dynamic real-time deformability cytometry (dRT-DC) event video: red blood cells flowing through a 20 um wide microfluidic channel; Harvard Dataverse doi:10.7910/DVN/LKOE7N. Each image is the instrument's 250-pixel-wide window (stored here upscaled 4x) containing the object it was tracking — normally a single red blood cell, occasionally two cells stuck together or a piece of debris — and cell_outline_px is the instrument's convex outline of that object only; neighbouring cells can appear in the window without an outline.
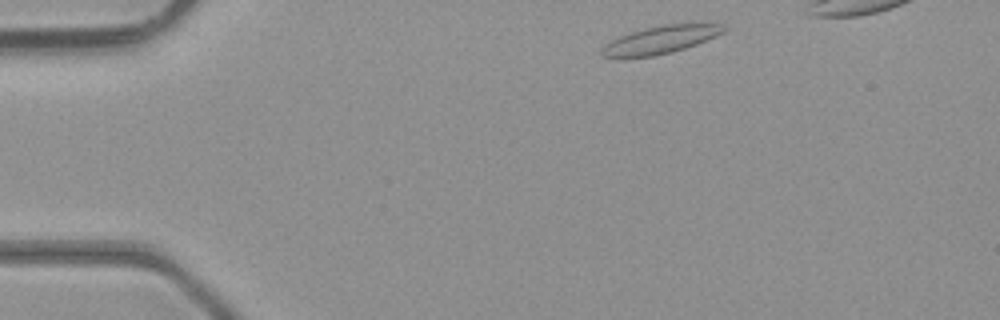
{"species": "common noctule bat (a hibernating species)", "species_latin": "Nyctalus noctula", "temperature_condition": "room temperature", "stored_images_in_passage": 36, "camera_frame_rate_fps": 3000, "um_per_image_px": 0.085, "animal": {"sex": "male", "body_mass_g": 23.1, "forearm_length_mm": 52.7}, "frame": {"image": 1, "passage_image": 2, "time_ms": 0.333, "image_size_px": [1000, 320], "cell_outline_px": [[732, 28], [716, 36], [696, 44], [672, 52], [652, 56], [600, 56], [600, 52], [604, 44], [620, 36], [644, 28], [664, 24], [724, 24]], "centroid_in_image_um": [56.21, 3.36], "position_along_channel_um": 28.8, "area_um2": 19.42}}
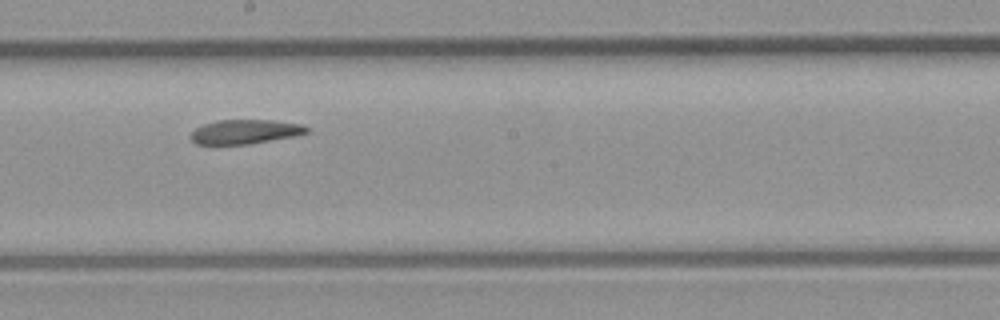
{"frame": {"image": 2, "passage_image": 20, "time_ms": 6.333, "image_size_px": [1000, 320], "cell_outline_px": [[308, 132], [296, 136], [248, 144], [196, 144], [192, 140], [192, 132], [196, 128], [204, 124], [216, 120], [272, 120], [304, 124], [308, 128]], "centroid_in_image_um": [20.87, 11.19], "position_along_channel_um": 227.3, "area_um2": 16.36}}
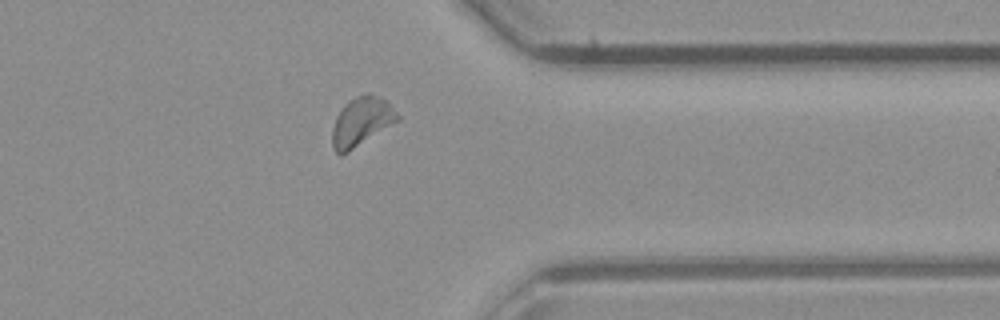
{"frame": {"image": 3, "passage_image": 31, "time_ms": 10.0, "image_size_px": [1000, 320], "cell_outline_px": [[400, 120], [348, 152], [340, 156], [332, 148], [332, 128], [336, 116], [344, 104], [348, 100], [364, 92], [368, 92], [380, 96], [388, 100], [392, 104], [400, 116]], "centroid_in_image_um": [30.74, 10.3], "position_along_channel_um": 380.7, "area_um2": 19.07}, "authors_computed_cell_mechanics": {"area_um2": 17.7157, "velocity_mm_per_s": 4.4052, "shape_relaxation_time_tau1_ms": null, "shape_relaxation_time_tau2_ms": 5.5342, "deformation_change_tau1": null, "deformation_change_tau2": 0.1345}}